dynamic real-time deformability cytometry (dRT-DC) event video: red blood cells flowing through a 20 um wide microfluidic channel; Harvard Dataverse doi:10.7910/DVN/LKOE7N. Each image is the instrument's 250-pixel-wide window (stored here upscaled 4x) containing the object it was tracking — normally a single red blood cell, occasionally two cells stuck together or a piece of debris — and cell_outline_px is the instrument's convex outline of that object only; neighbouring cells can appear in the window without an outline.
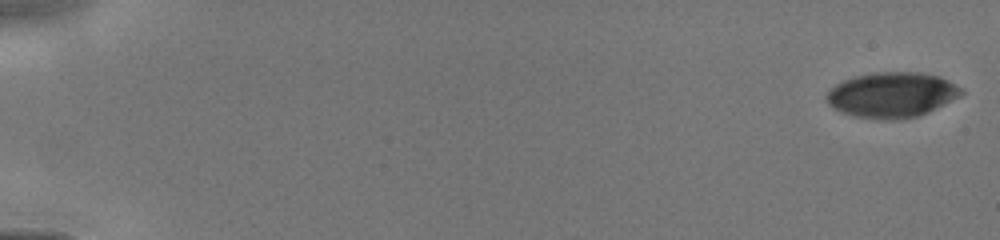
{"species": "human", "species_latin": "Homo sapiens", "temperature_condition": "cold", "stored_images_in_passage": 20, "camera_frame_rate_fps": 3000, "um_per_image_px": 0.085, "donor": {"sex": "male"}, "frame": {"image": 1, "passage_image": 1, "time_ms": 0.0, "image_size_px": [1000, 240], "cell_outline_px": [[964, 92], [960, 96], [920, 116], [900, 120], [880, 120], [852, 116], [840, 112], [828, 104], [828, 92], [836, 84], [844, 80], [856, 76], [876, 72], [920, 72], [940, 76], [964, 88]], "centroid_in_image_um": [75.85, 8.07], "position_along_channel_um": 9.2, "area_um2": 35.78}}
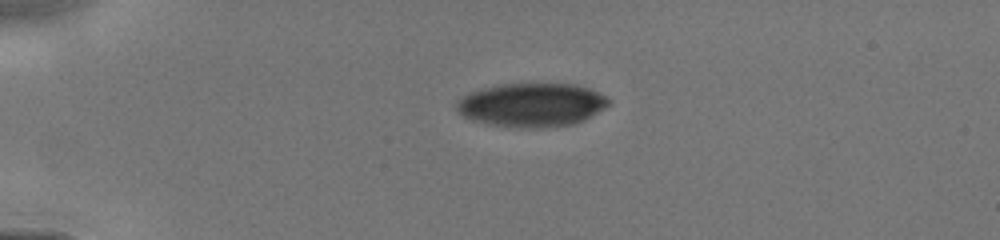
{"frame": {"image": 2, "passage_image": 14, "time_ms": 3.667, "image_size_px": [1000, 240], "cell_outline_px": [[612, 100], [604, 108], [584, 120], [572, 124], [548, 128], [516, 128], [492, 124], [472, 120], [464, 116], [456, 108], [456, 100], [468, 92], [496, 84], [576, 84], [588, 88]], "centroid_in_image_um": [45.17, 8.92], "position_along_channel_um": 39.8, "area_um2": 38.84}}